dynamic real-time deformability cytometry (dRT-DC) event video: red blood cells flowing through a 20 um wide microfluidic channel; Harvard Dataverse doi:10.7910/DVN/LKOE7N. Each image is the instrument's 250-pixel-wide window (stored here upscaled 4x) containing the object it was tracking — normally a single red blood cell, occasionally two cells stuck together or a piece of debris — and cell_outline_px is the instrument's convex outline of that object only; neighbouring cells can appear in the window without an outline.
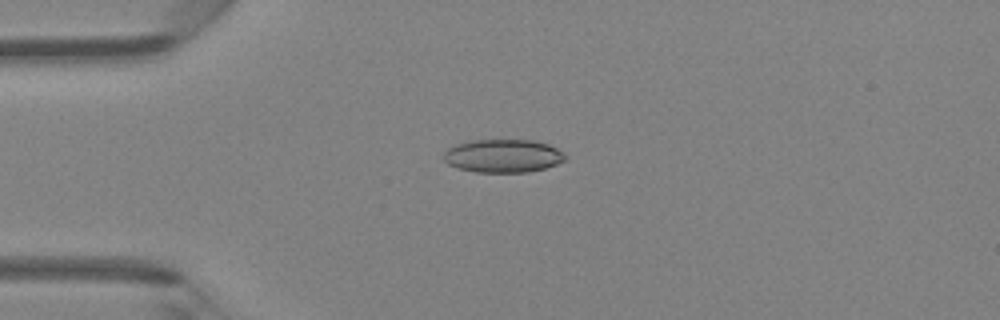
{"species": "Egyptian fruit bat (a non-hibernating species)", "species_latin": "Rousettus aegyptiacus", "temperature_condition": "room temperature", "stored_images_in_passage": 39, "camera_frame_rate_fps": 3000, "um_per_image_px": 0.085, "animal": {"sex": "female"}, "frame": {"image": 1, "passage_image": 4, "time_ms": 1.0, "image_size_px": [1000, 320], "cell_outline_px": [[568, 160], [544, 168], [528, 172], [476, 172], [460, 168], [448, 164], [444, 160], [444, 152], [448, 148], [456, 144], [472, 140], [532, 140], [548, 144], [564, 152], [568, 156]], "centroid_in_image_um": [42.8, 13.25], "position_along_channel_um": 42.2, "area_um2": 23.58}}
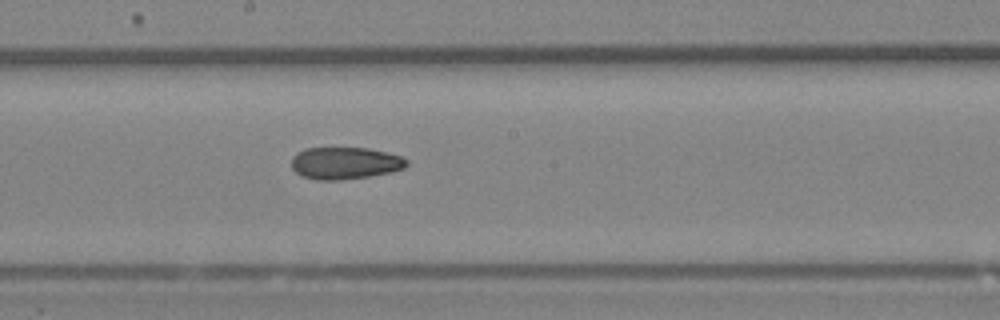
{"frame": {"image": 2, "passage_image": 18, "time_ms": 5.667, "image_size_px": [1000, 320], "cell_outline_px": [[408, 164], [404, 168], [392, 172], [368, 176], [340, 180], [316, 180], [300, 176], [292, 168], [292, 156], [296, 152], [304, 148], [368, 148], [388, 152], [400, 156], [408, 160]], "centroid_in_image_um": [29.31, 13.86], "position_along_channel_um": 218.9, "area_um2": 21.73}}
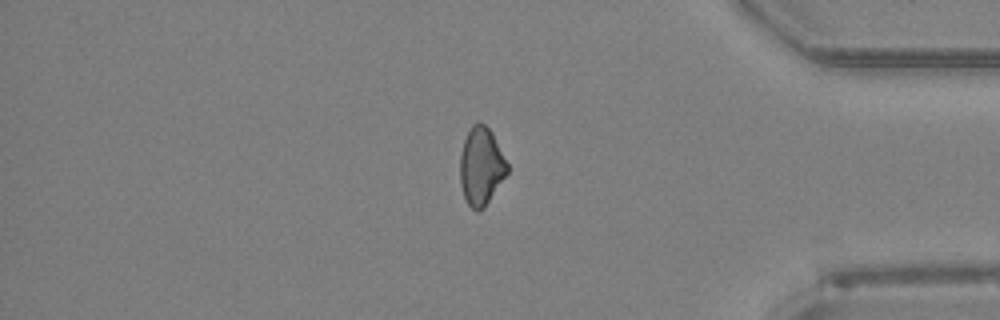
{"frame": {"image": 3, "passage_image": 32, "time_ms": 10.333, "image_size_px": [1000, 320], "cell_outline_px": [[508, 172], [484, 208], [480, 212], [476, 212], [468, 204], [464, 196], [460, 184], [460, 156], [464, 140], [472, 124], [476, 120], [480, 120], [492, 132], [508, 164]], "centroid_in_image_um": [40.89, 14.12], "position_along_channel_um": 394.3, "area_um2": 21.5}, "authors_computed_cell_mechanics": {"area_um2": 22.1374, "velocity_mm_per_s": 4.3032, "shape_relaxation_time_tau1_ms": null, "shape_relaxation_time_tau2_ms": 6.7694, "deformation_change_tau1": null, "deformation_change_tau2": 0.1464}}